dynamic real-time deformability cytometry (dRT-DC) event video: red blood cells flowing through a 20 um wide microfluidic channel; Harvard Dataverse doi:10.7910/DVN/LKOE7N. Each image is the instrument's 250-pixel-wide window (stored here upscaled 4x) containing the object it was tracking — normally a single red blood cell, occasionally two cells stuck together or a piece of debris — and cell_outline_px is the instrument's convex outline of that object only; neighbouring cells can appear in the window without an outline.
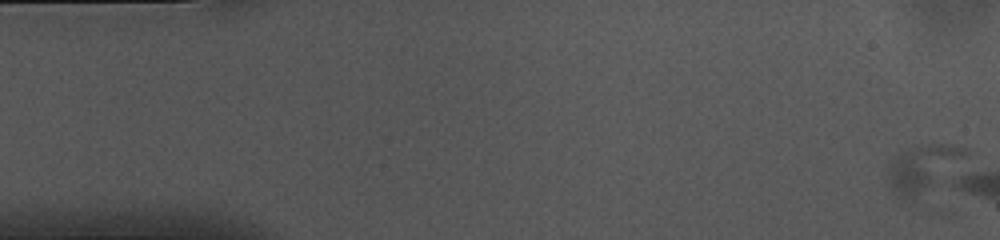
{"species": "common noctule bat (a hibernating species)", "species_latin": "Nyctalus noctula", "temperature_condition": "cold", "stored_images_in_passage": 3, "camera_frame_rate_fps": 3000, "um_per_image_px": 0.085, "animal": {"sex": "female", "body_mass_g": 10.0, "forearm_length_mm": 53.1}, "frame": {"image": 1, "passage_image": 1, "time_ms": 0.0, "image_size_px": [1000, 240], "cell_outline_px": [[964, 156], [932, 184], [912, 196], [896, 196], [892, 192], [888, 184], [888, 172], [892, 160], [900, 152], [912, 148], [932, 144], [952, 144], [964, 148]], "centroid_in_image_um": [78.32, 14.23], "position_along_channel_um": 6.7, "area_um2": 19.07}}